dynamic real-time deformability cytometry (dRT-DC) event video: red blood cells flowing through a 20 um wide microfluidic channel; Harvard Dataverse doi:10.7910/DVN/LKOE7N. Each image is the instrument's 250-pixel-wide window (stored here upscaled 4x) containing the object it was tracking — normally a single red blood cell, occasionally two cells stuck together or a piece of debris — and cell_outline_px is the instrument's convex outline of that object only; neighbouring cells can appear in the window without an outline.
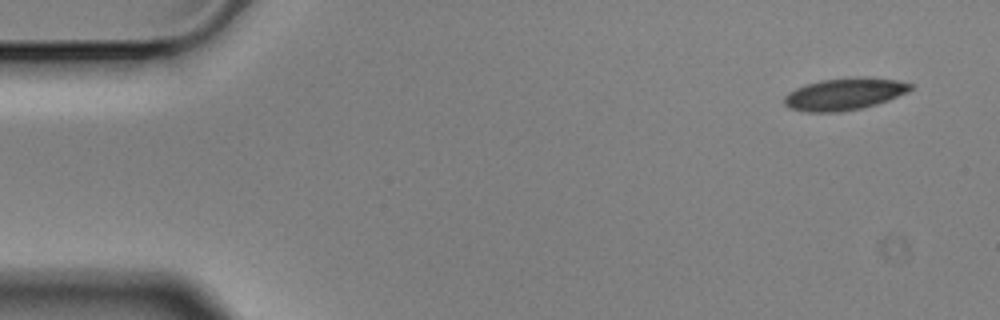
{"species": "Egyptian fruit bat (a non-hibernating species)", "species_latin": "Rousettus aegyptiacus", "temperature_condition": "cold", "stored_images_in_passage": 8, "camera_frame_rate_fps": 3000, "um_per_image_px": 0.085, "animal": {"sex": "male"}, "frame": {"image": 1, "passage_image": 1, "time_ms": 0.0, "image_size_px": [1000, 320], "cell_outline_px": [[912, 88], [908, 92], [888, 100], [876, 104], [860, 108], [840, 112], [804, 112], [788, 108], [784, 104], [784, 96], [788, 92], [804, 84], [820, 80], [856, 76], [868, 76], [896, 80], [912, 84]], "centroid_in_image_um": [71.74, 7.98], "position_along_channel_um": 13.3, "area_um2": 23.87}}
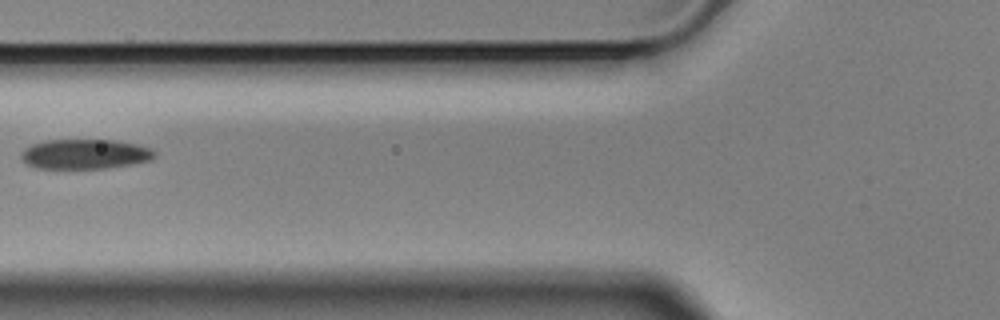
{"frame": {"image": 2, "passage_image": 6, "time_ms": 1.667, "image_size_px": [1000, 320], "cell_outline_px": [[156, 156], [152, 160], [132, 164], [104, 168], [36, 168], [28, 164], [20, 156], [20, 152], [24, 148], [32, 144], [44, 140], [116, 140], [136, 144], [152, 148], [156, 152]], "centroid_in_image_um": [7.24, 13.09], "position_along_channel_um": 118.6, "area_um2": 23.29}}
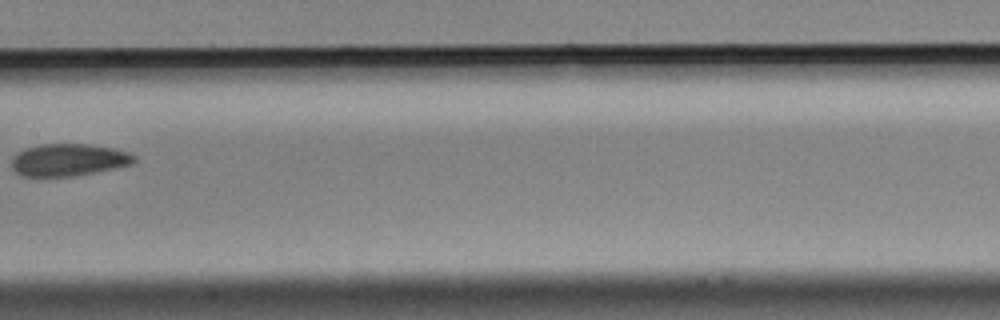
{"frame": {"image": 3, "passage_image": 8, "time_ms": 2.333, "image_size_px": [1000, 320], "cell_outline_px": [[136, 160], [132, 164], [116, 168], [76, 176], [20, 176], [12, 168], [12, 156], [16, 152], [24, 148], [40, 144], [88, 144], [112, 148], [128, 152], [136, 156]], "centroid_in_image_um": [5.81, 13.59], "position_along_channel_um": 201.6, "area_um2": 23.24}}